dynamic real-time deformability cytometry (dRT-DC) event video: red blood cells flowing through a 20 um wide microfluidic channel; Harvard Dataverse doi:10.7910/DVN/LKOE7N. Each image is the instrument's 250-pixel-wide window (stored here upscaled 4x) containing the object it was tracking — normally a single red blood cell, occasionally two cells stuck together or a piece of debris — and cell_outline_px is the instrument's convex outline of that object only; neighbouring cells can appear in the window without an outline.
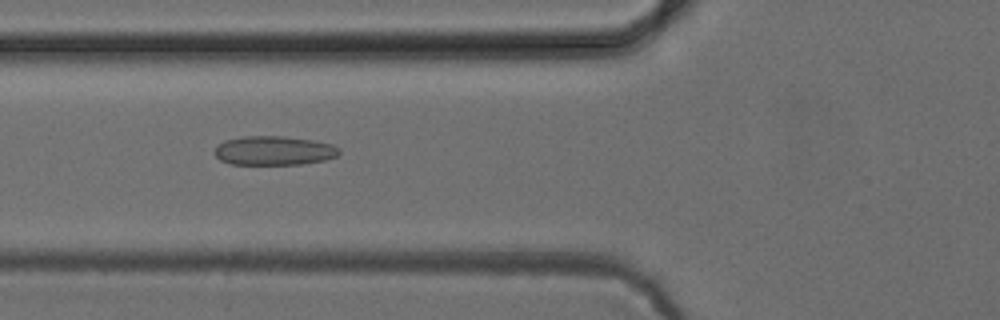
{"species": "common noctule bat (a hibernating species)", "species_latin": "Nyctalus noctula", "temperature_condition": "cold", "stored_images_in_passage": 51, "camera_frame_rate_fps": 3000, "um_per_image_px": 0.085, "animal": {"sex": "female", "body_mass_g": 24.6, "forearm_length_mm": 56.2}, "frame": {"image": 1, "passage_image": 19, "time_ms": 6.0, "image_size_px": [1000, 320], "cell_outline_px": [[340, 152], [336, 156], [324, 160], [300, 164], [232, 164], [220, 160], [212, 152], [224, 140], [244, 136], [280, 136], [312, 140], [332, 144], [340, 148]], "centroid_in_image_um": [23.27, 12.8], "position_along_channel_um": 102.5, "area_um2": 21.04}}
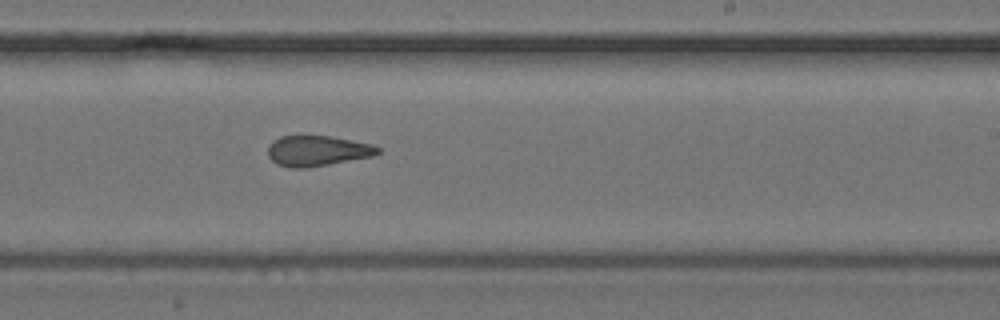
{"frame": {"image": 2, "passage_image": 31, "time_ms": 10.0, "image_size_px": [1000, 320], "cell_outline_px": [[380, 152], [372, 156], [328, 164], [304, 168], [292, 168], [280, 164], [272, 160], [268, 156], [268, 148], [272, 140], [280, 136], [332, 136], [372, 144], [380, 148]], "centroid_in_image_um": [26.97, 12.81], "position_along_channel_um": 262.0, "area_um2": 19.31}}
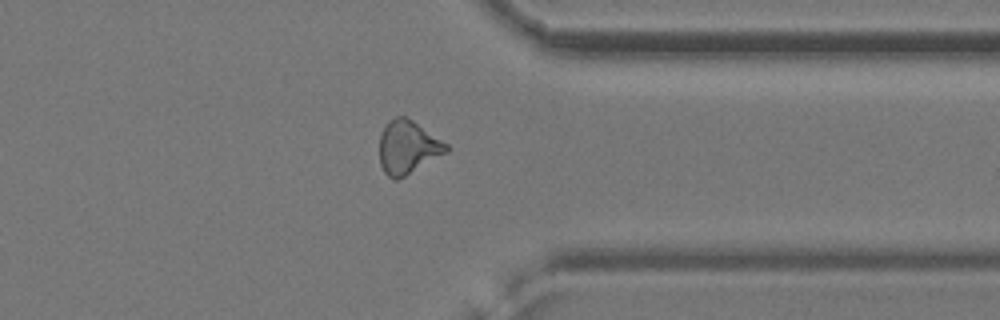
{"frame": {"image": 3, "passage_image": 40, "time_ms": 13.0, "image_size_px": [1000, 320], "cell_outline_px": [[448, 152], [404, 176], [396, 180], [392, 180], [384, 172], [380, 164], [380, 136], [388, 120], [396, 116], [404, 116], [412, 120], [448, 144]], "centroid_in_image_um": [34.65, 12.52], "position_along_channel_um": 376.7, "area_um2": 20.58}}